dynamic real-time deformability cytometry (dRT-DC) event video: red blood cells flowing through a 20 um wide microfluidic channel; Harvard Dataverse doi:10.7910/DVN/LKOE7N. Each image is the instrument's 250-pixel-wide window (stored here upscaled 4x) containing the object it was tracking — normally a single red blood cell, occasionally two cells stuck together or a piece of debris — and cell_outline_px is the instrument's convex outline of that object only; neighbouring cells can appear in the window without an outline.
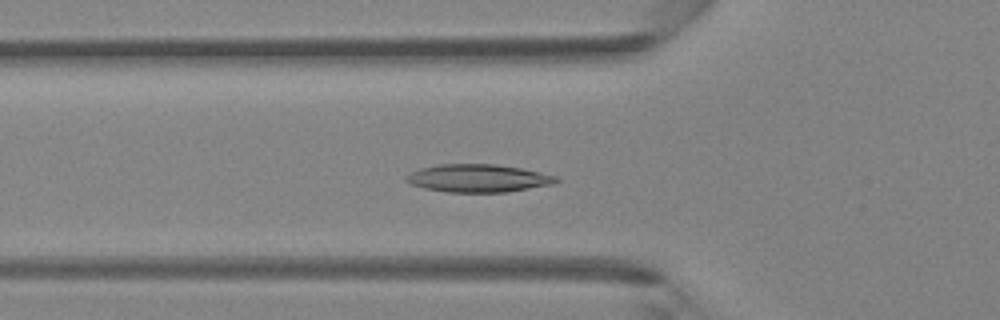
{"species": "Egyptian fruit bat (a non-hibernating species)", "species_latin": "Rousettus aegyptiacus", "temperature_condition": "room temperature", "stored_images_in_passage": 43, "camera_frame_rate_fps": 3000, "um_per_image_px": 0.085, "animal": {"sex": "female"}, "frame": {"image": 1, "passage_image": 15, "time_ms": 4.667, "image_size_px": [1000, 320], "cell_outline_px": [[560, 180], [556, 184], [508, 192], [448, 192], [424, 188], [412, 184], [404, 180], [404, 176], [420, 168], [440, 164], [496, 164], [520, 168], [560, 176]], "centroid_in_image_um": [40.7, 15.15], "position_along_channel_um": 85.1, "area_um2": 24.57}}
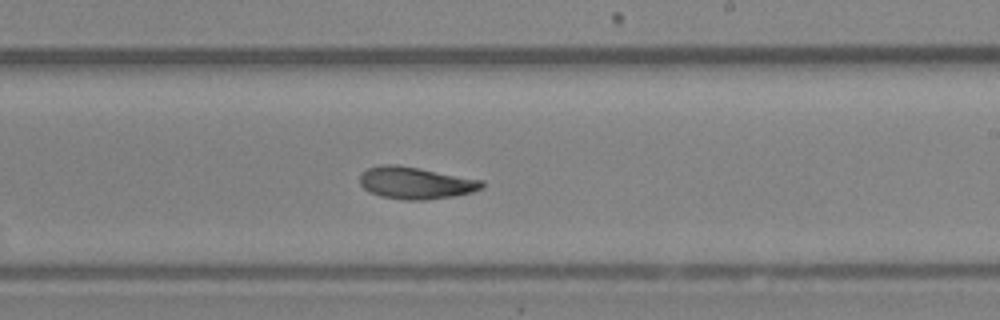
{"frame": {"image": 2, "passage_image": 26, "time_ms": 8.333, "image_size_px": [1000, 320], "cell_outline_px": [[484, 188], [472, 192], [452, 196], [424, 200], [404, 200], [380, 196], [364, 188], [360, 184], [360, 176], [368, 168], [380, 164], [396, 164], [484, 180]], "centroid_in_image_um": [35.35, 15.54], "position_along_channel_um": 253.7, "area_um2": 22.72}}
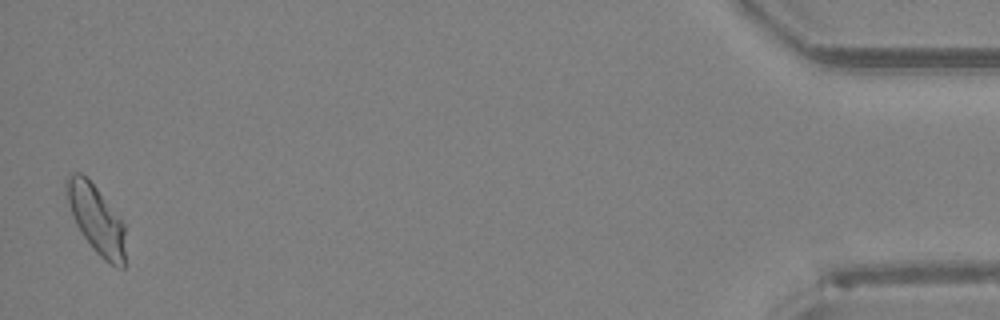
{"frame": {"image": 3, "passage_image": 43, "time_ms": 14.0, "image_size_px": [1000, 320], "cell_outline_px": [[124, 268], [120, 268], [108, 264], [92, 248], [76, 224], [68, 204], [64, 184], [64, 180], [68, 172], [80, 172], [96, 188], [124, 224]], "centroid_in_image_um": [8.14, 18.62], "position_along_channel_um": 427.1, "area_um2": 23.18}}